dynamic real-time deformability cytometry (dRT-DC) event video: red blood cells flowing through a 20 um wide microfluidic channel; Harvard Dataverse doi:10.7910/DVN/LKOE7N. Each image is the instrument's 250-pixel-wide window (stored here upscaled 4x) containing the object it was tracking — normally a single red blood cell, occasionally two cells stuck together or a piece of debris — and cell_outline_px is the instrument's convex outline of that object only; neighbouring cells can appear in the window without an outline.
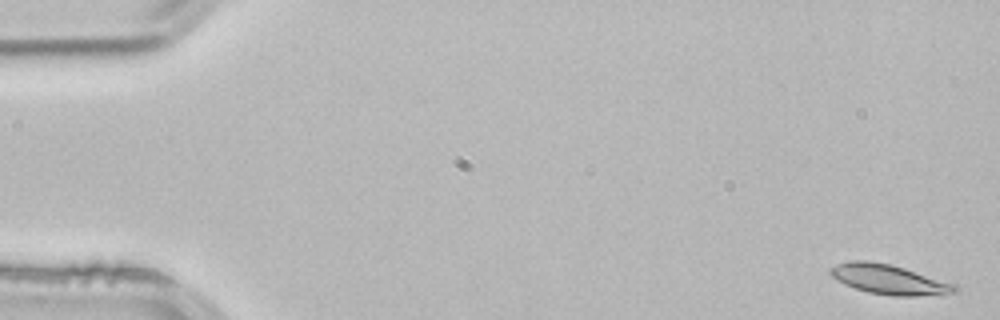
{"species": "common noctule bat (a hibernating species)", "species_latin": "Nyctalus noctula", "temperature_condition": "room temperature", "stored_images_in_passage": 4, "camera_frame_rate_fps": 3000, "um_per_image_px": 0.085, "animal": {"sex": "male", "body_mass_g": 21.5, "forearm_length_mm": 52.0}, "frame": {"image": 1, "passage_image": 1, "time_ms": 0.0, "image_size_px": [1000, 320], "cell_outline_px": [[956, 292], [916, 296], [892, 296], [868, 292], [844, 284], [836, 280], [828, 272], [836, 264], [848, 260], [868, 260], [892, 264], [956, 284]], "centroid_in_image_um": [75.52, 23.73], "position_along_channel_um": 9.5, "area_um2": 21.56}}
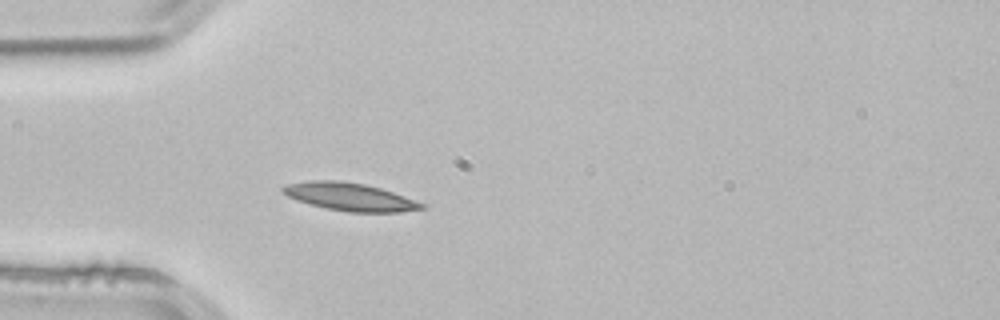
{"frame": {"image": 2, "passage_image": 4, "time_ms": 1.0, "image_size_px": [1000, 320], "cell_outline_px": [[424, 208], [400, 212], [348, 212], [328, 208], [296, 200], [280, 192], [280, 188], [288, 184], [308, 180], [340, 180], [364, 184], [380, 188], [392, 192], [424, 204]], "centroid_in_image_um": [29.67, 16.72], "position_along_channel_um": 55.3, "area_um2": 22.25}}